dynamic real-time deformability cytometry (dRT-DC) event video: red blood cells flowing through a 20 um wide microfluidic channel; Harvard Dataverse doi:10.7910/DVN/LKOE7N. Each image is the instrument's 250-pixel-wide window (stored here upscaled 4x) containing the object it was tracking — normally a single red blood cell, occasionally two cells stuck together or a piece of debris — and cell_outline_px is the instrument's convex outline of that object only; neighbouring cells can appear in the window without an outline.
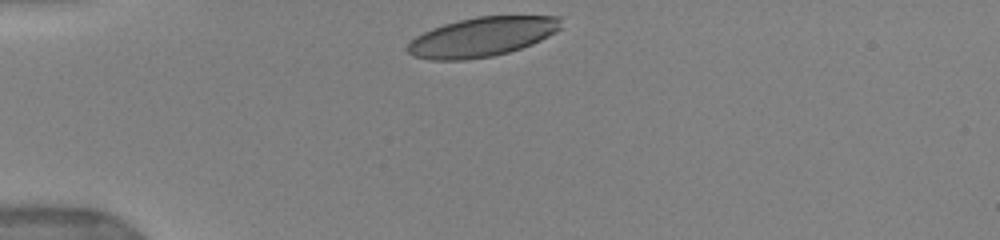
{"species": "human", "species_latin": "Homo sapiens", "temperature_condition": "warm", "stored_images_in_passage": 10, "camera_frame_rate_fps": 3000, "um_per_image_px": 0.085, "donor": {"sex": "female"}, "frame": {"image": 1, "passage_image": 1, "time_ms": 0.0, "image_size_px": [1000, 240], "cell_outline_px": [[564, 16], [560, 28], [556, 32], [532, 44], [508, 52], [492, 56], [464, 60], [432, 60], [412, 56], [404, 48], [416, 36], [432, 28], [444, 24], [476, 16]], "centroid_in_image_um": [40.97, 3.13], "position_along_channel_um": 44.0, "area_um2": 35.26}}